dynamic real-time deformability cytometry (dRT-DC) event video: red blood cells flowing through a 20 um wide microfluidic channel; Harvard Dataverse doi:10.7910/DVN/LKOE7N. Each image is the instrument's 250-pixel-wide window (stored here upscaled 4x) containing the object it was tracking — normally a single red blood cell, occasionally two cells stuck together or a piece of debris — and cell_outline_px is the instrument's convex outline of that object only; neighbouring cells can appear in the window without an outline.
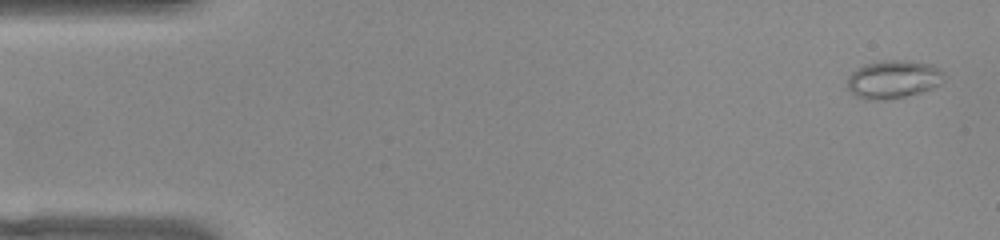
{"species": "common noctule bat (a hibernating species)", "species_latin": "Nyctalus noctula", "temperature_condition": "warm", "stored_images_in_passage": 51, "camera_frame_rate_fps": 3000, "um_per_image_px": 0.085, "animal": {"sex": "female", "body_mass_g": 22.0, "forearm_length_mm": 56.7}, "frame": {"image": 1, "passage_image": 2, "time_ms": 0.333, "image_size_px": [1000, 240], "cell_outline_px": [[948, 76], [940, 84], [932, 88], [920, 92], [904, 96], [884, 100], [864, 100], [856, 96], [848, 88], [848, 76], [856, 68], [864, 64], [880, 60], [912, 60], [932, 64], [944, 72]], "centroid_in_image_um": [75.95, 6.72], "position_along_channel_um": 9.0, "area_um2": 21.85}}
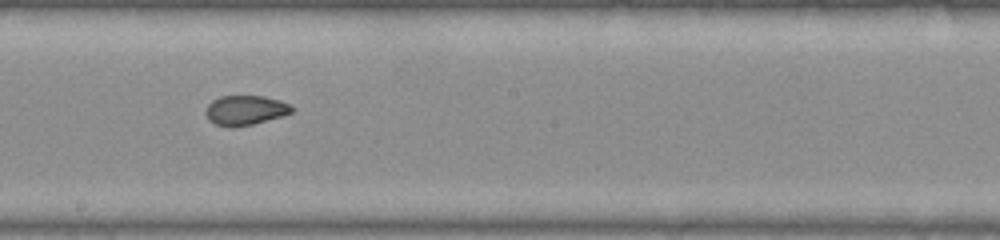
{"frame": {"image": 2, "passage_image": 28, "time_ms": 9.0, "image_size_px": [1000, 240], "cell_outline_px": [[296, 108], [292, 112], [280, 116], [252, 124], [232, 128], [228, 128], [216, 124], [208, 120], [204, 112], [208, 104], [212, 100], [220, 96], [264, 96], [280, 100]], "centroid_in_image_um": [20.81, 9.37], "position_along_channel_um": 227.4, "area_um2": 14.97}}
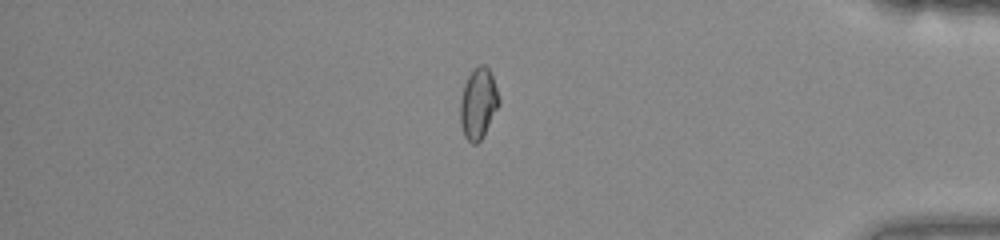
{"frame": {"image": 3, "passage_image": 43, "time_ms": 14.0, "image_size_px": [1000, 240], "cell_outline_px": [[500, 104], [480, 140], [476, 144], [472, 144], [464, 136], [460, 124], [460, 104], [464, 84], [468, 76], [480, 64], [484, 64], [488, 68], [492, 76], [500, 100]], "centroid_in_image_um": [40.64, 8.81], "position_along_channel_um": 394.6, "area_um2": 15.72}}